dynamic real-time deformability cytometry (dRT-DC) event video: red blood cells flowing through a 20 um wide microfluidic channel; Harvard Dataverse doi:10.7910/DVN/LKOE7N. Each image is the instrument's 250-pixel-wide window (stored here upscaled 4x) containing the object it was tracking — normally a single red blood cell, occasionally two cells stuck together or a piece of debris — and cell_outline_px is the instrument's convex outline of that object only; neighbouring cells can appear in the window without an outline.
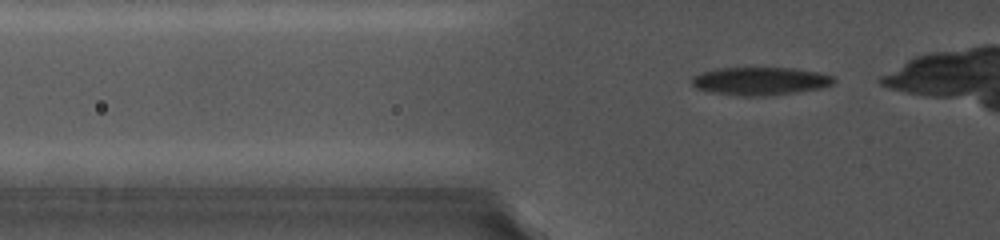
{"species": "common noctule bat (a hibernating species)", "species_latin": "Nyctalus noctula", "temperature_condition": "cold", "stored_images_in_passage": 12, "camera_frame_rate_fps": 5000, "um_per_image_px": 0.085, "animal": {"sex": "female", "body_mass_g": 19.0, "forearm_length_mm": 56.7}, "frame": {"image": 1, "passage_image": 2, "time_ms": 0.2, "image_size_px": [1000, 240], "cell_outline_px": [[836, 80], [832, 84], [820, 88], [796, 92], [768, 96], [740, 96], [708, 92], [696, 88], [692, 84], [692, 76], [700, 72], [716, 68], [796, 68], [836, 76]], "centroid_in_image_um": [64.59, 6.89], "position_along_channel_um": 61.2, "area_um2": 23.41}}
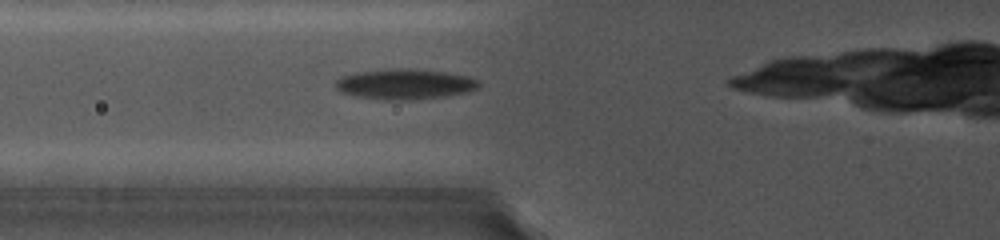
{"frame": {"image": 2, "passage_image": 10, "time_ms": 1.4, "image_size_px": [1000, 240], "cell_outline_px": [[480, 88], [468, 92], [448, 96], [408, 100], [384, 100], [356, 96], [340, 92], [336, 88], [336, 80], [340, 76], [360, 72], [388, 68], [408, 68], [448, 72], [468, 76], [480, 80]], "centroid_in_image_um": [34.46, 7.15], "position_along_channel_um": 91.3, "area_um2": 25.72}}